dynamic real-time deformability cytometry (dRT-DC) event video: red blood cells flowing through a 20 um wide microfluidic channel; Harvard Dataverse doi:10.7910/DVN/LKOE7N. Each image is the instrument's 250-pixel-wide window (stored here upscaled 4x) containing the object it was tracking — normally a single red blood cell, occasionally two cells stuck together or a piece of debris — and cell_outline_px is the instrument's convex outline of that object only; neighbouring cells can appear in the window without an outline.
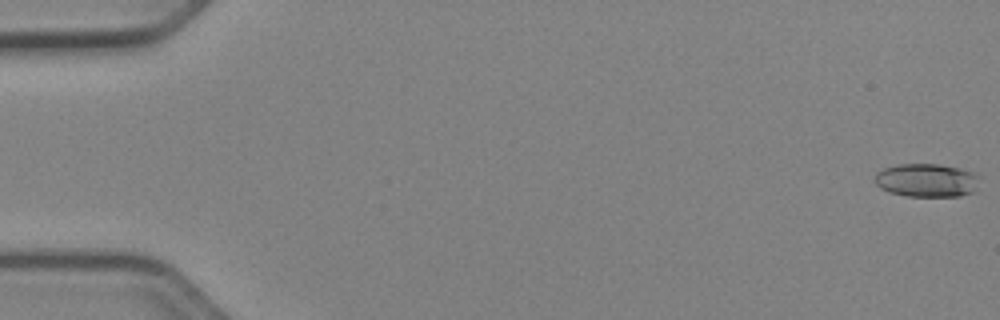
{"species": "Egyptian fruit bat (a non-hibernating species)", "species_latin": "Rousettus aegyptiacus", "temperature_condition": "cold", "stored_images_in_passage": 53, "camera_frame_rate_fps": 3000, "um_per_image_px": 0.085, "animal": {"sex": "female"}, "frame": {"image": 1, "passage_image": 1, "time_ms": 0.0, "image_size_px": [1000, 320], "cell_outline_px": [[980, 176], [972, 192], [960, 196], [908, 196], [888, 192], [880, 188], [872, 180], [876, 172], [884, 168], [896, 164], [940, 164], [960, 168], [972, 172]], "centroid_in_image_um": [78.71, 15.31], "position_along_channel_um": 6.3, "area_um2": 20.52}}
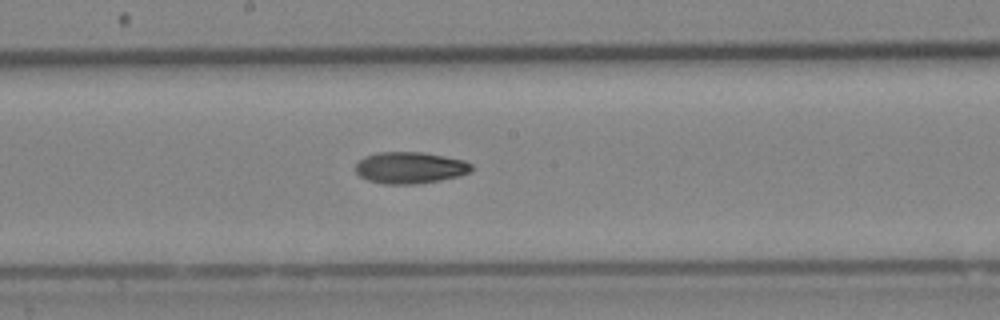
{"frame": {"image": 2, "passage_image": 29, "time_ms": 9.333, "image_size_px": [1000, 320], "cell_outline_px": [[472, 172], [440, 180], [412, 184], [384, 184], [368, 180], [360, 176], [356, 172], [356, 164], [364, 156], [376, 152], [424, 152], [464, 160], [472, 164]], "centroid_in_image_um": [34.84, 14.24], "position_along_channel_um": 213.4, "area_um2": 21.33}}
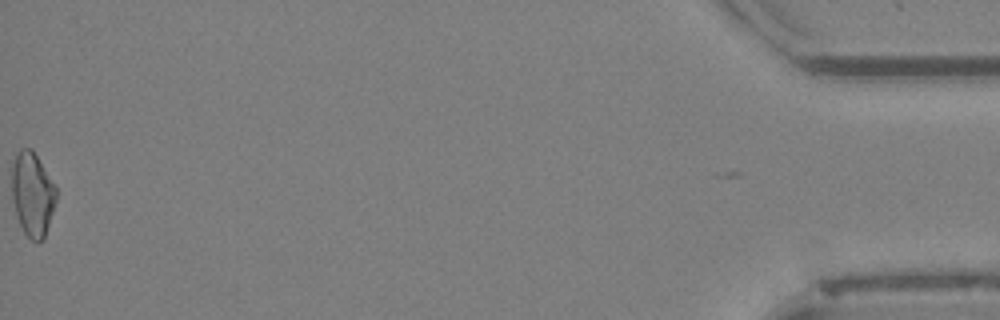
{"frame": {"image": 3, "passage_image": 53, "time_ms": 17.333, "image_size_px": [1000, 320], "cell_outline_px": [[56, 200], [44, 236], [40, 240], [32, 240], [24, 232], [16, 216], [12, 200], [12, 164], [20, 148], [32, 148], [56, 188]], "centroid_in_image_um": [2.73, 16.47], "position_along_channel_um": 432.5, "area_um2": 21.27}, "authors_computed_cell_mechanics": {"area_um2": 20.9236, "velocity_mm_per_s": 3.9677, "shape_relaxation_time_tau1_ms": 8.1264, "shape_relaxation_time_tau2_ms": null, "deformation_change_tau1": 0.1946, "deformation_change_tau2": null}}